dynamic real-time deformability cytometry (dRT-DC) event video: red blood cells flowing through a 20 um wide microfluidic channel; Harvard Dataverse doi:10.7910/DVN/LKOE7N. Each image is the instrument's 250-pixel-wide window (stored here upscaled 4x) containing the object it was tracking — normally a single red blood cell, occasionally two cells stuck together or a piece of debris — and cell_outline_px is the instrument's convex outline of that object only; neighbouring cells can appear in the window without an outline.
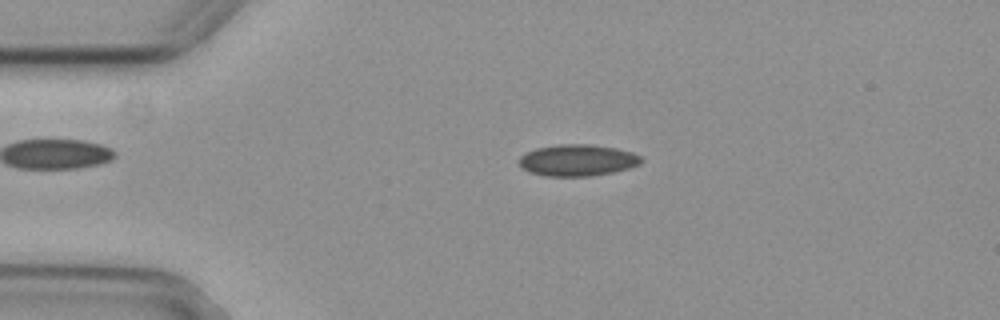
{"species": "common noctule bat (a hibernating species)", "species_latin": "Nyctalus noctula", "temperature_condition": "cold", "stored_images_in_passage": 2, "camera_frame_rate_fps": 3000, "um_per_image_px": 0.085, "animal": {"sex": "female", "body_mass_g": 29.2, "forearm_length_mm": 56.3}, "frame": {"image": 1, "passage_image": 1, "time_ms": 0.0, "image_size_px": [1000, 320], "cell_outline_px": [[644, 160], [640, 164], [628, 168], [612, 172], [592, 176], [548, 176], [528, 172], [520, 164], [520, 156], [536, 148], [560, 144], [588, 144], [616, 148], [632, 152], [640, 156]], "centroid_in_image_um": [49.11, 13.62], "position_along_channel_um": 35.9, "area_um2": 22.31}}